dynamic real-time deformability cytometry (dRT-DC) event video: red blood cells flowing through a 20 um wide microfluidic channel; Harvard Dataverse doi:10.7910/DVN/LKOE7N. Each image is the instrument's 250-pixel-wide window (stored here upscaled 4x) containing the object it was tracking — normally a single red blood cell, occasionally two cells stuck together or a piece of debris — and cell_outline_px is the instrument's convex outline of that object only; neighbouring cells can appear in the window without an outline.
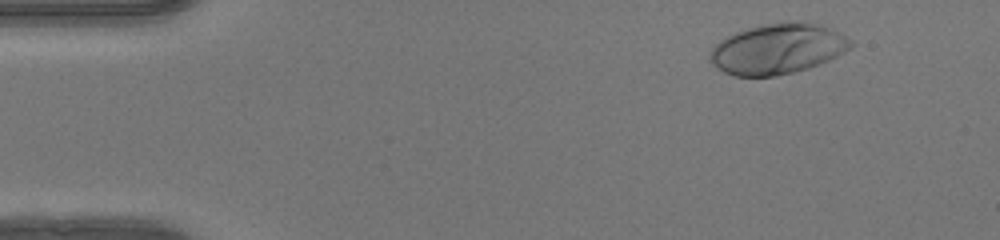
{"species": "human", "species_latin": "Homo sapiens", "temperature_condition": "warm", "stored_images_in_passage": 46, "camera_frame_rate_fps": 3000, "um_per_image_px": 0.085, "donor": {"sex": "female"}, "frame": {"image": 1, "passage_image": 1, "time_ms": 0.0, "image_size_px": [1000, 240], "cell_outline_px": [[856, 44], [852, 48], [820, 64], [808, 68], [792, 72], [772, 76], [736, 76], [724, 72], [708, 60], [708, 56], [712, 48], [720, 40], [736, 32], [748, 28], [764, 24], [800, 20], [816, 24], [828, 28], [852, 40]], "centroid_in_image_um": [66.1, 4.15], "position_along_channel_um": 18.9, "area_um2": 41.15}}
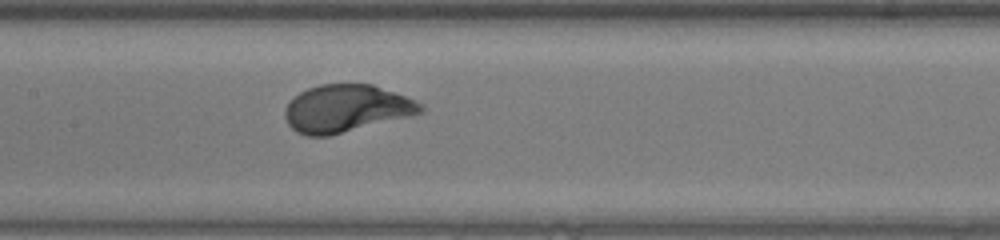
{"frame": {"image": 2, "passage_image": 20, "time_ms": 6.333, "image_size_px": [1000, 240], "cell_outline_px": [[424, 112], [412, 116], [328, 136], [308, 136], [296, 132], [288, 124], [284, 116], [284, 108], [300, 92], [308, 88], [320, 84], [372, 84], [396, 92], [416, 100], [424, 104]], "centroid_in_image_um": [29.46, 9.22], "position_along_channel_um": 177.9, "area_um2": 37.69}}
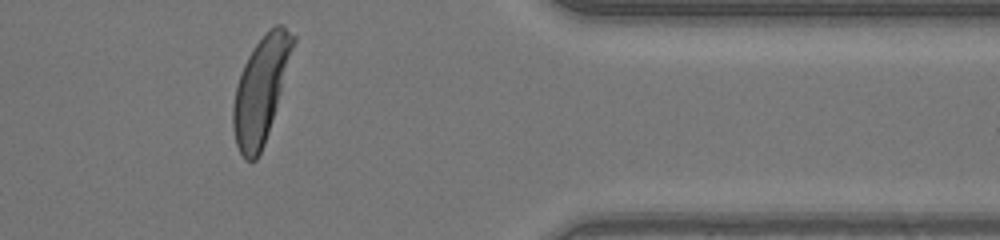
{"frame": {"image": 3, "passage_image": 37, "time_ms": 12.0, "image_size_px": [1000, 240], "cell_outline_px": [[296, 40], [268, 132], [264, 144], [256, 160], [244, 160], [236, 144], [232, 128], [232, 108], [236, 84], [240, 72], [248, 56], [256, 44], [276, 24], [284, 24], [296, 36]], "centroid_in_image_um": [22.15, 7.63], "position_along_channel_um": 389.3, "area_um2": 36.24}, "authors_computed_cell_mechanics": {"area_um2": 38.148, "velocity_mm_per_s": 4.1039, "shape_relaxation_time_tau1_ms": 2.4641, "shape_relaxation_time_tau2_ms": null, "deformation_change_tau1": 0.1908, "deformation_change_tau2": null}}